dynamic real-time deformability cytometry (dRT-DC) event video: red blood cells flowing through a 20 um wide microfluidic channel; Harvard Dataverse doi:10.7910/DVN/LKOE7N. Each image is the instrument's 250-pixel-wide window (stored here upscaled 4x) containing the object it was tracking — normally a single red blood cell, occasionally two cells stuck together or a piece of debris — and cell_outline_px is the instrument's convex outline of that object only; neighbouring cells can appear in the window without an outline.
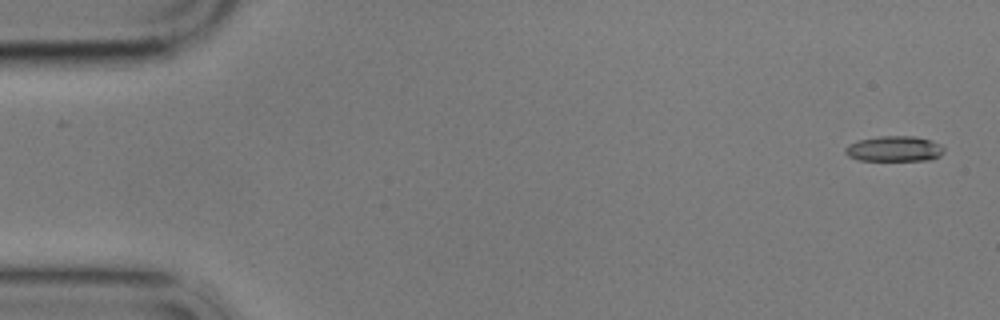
{"species": "common noctule bat (a hibernating species)", "species_latin": "Nyctalus noctula", "temperature_condition": "cold", "stored_images_in_passage": 56, "camera_frame_rate_fps": 3000, "um_per_image_px": 0.085, "animal": {"sex": "male", "body_mass_g": 17.9}, "frame": {"image": 1, "passage_image": 1, "time_ms": 0.0, "image_size_px": [1000, 320], "cell_outline_px": [[944, 152], [940, 156], [928, 160], [860, 160], [848, 156], [844, 152], [844, 148], [848, 144], [860, 140], [880, 136], [916, 136], [932, 140], [940, 144], [944, 148]], "centroid_in_image_um": [76.03, 12.64], "position_along_channel_um": 9.0, "area_um2": 14.68}}
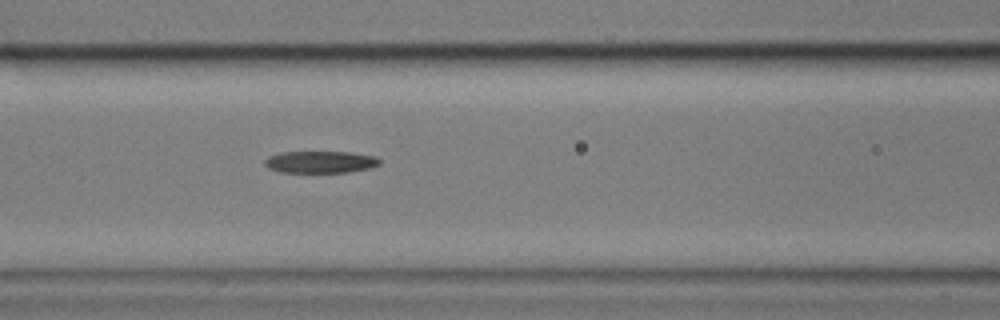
{"frame": {"image": 2, "passage_image": 23, "time_ms": 7.333, "image_size_px": [1000, 320], "cell_outline_px": [[380, 164], [372, 168], [348, 172], [280, 172], [268, 168], [264, 164], [264, 160], [268, 156], [280, 152], [352, 152], [376, 156], [380, 160]], "centroid_in_image_um": [27.24, 13.76], "position_along_channel_um": 139.4, "area_um2": 14.85}}
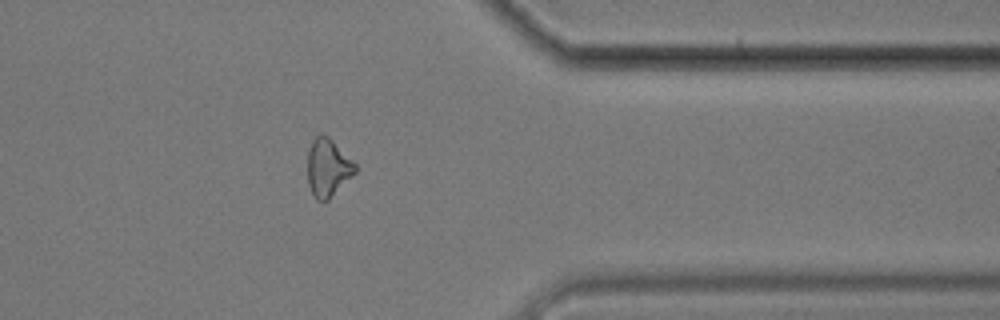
{"frame": {"image": 3, "passage_image": 45, "time_ms": 14.667, "image_size_px": [1000, 320], "cell_outline_px": [[356, 172], [328, 200], [316, 200], [308, 184], [308, 152], [312, 140], [320, 132], [324, 132], [356, 164]], "centroid_in_image_um": [27.86, 14.22], "position_along_channel_um": 383.5, "area_um2": 15.95}, "authors_computed_cell_mechanics": {"area_um2": 15.4904, "velocity_mm_per_s": 3.5073, "shape_relaxation_time_tau1_ms": null, "shape_relaxation_time_tau2_ms": 4.0393, "deformation_change_tau1": null, "deformation_change_tau2": 0.1435}}